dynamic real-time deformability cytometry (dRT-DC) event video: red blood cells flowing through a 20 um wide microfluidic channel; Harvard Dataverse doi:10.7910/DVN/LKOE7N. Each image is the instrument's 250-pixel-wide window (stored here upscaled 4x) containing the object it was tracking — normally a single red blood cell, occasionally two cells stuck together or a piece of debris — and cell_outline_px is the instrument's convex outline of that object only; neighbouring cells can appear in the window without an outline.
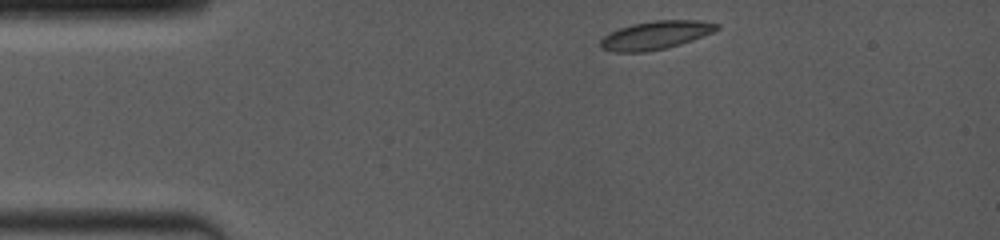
{"species": "common noctule bat (a hibernating species)", "species_latin": "Nyctalus noctula", "temperature_condition": "room temperature", "stored_images_in_passage": 4, "camera_frame_rate_fps": 4000, "um_per_image_px": 0.085, "animal": {"sex": "female", "body_mass_g": 19.0, "forearm_length_mm": 53.3}, "frame": {"image": 1, "passage_image": 1, "time_ms": 0.0, "image_size_px": [1000, 240], "cell_outline_px": [[720, 28], [712, 32], [692, 40], [664, 48], [644, 52], [616, 52], [600, 48], [600, 40], [604, 36], [620, 28], [632, 24], [656, 20], [700, 20], [720, 24]], "centroid_in_image_um": [55.73, 2.98], "position_along_channel_um": 29.3, "area_um2": 18.96}}